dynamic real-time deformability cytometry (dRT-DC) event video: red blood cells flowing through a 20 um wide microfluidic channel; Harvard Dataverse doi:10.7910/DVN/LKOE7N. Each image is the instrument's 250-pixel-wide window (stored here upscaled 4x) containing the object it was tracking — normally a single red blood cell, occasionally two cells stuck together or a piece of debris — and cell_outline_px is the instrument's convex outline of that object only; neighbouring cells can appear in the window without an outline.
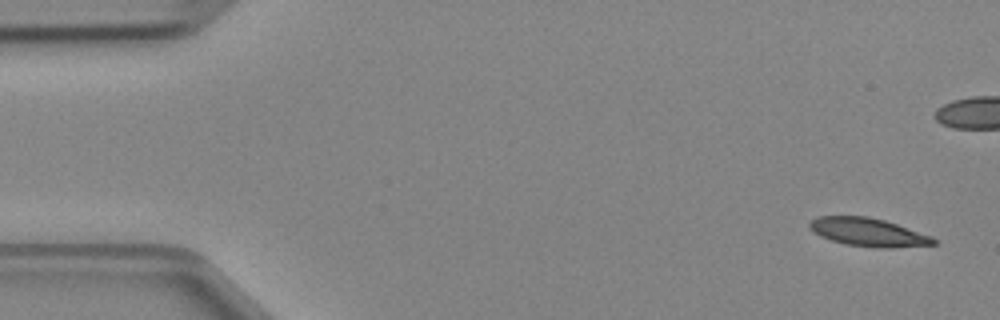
{"species": "Egyptian fruit bat (a non-hibernating species)", "species_latin": "Rousettus aegyptiacus", "temperature_condition": "cold", "stored_images_in_passage": 5, "camera_frame_rate_fps": 3000, "um_per_image_px": 0.085, "animal": {"sex": "female"}, "frame": {"image": 1, "passage_image": 1, "time_ms": 0.0, "image_size_px": [1000, 320], "cell_outline_px": [[940, 240], [936, 244], [892, 248], [876, 248], [844, 244], [820, 236], [812, 232], [808, 228], [808, 224], [816, 216], [868, 216], [884, 220], [932, 236]], "centroid_in_image_um": [73.8, 19.74], "position_along_channel_um": 11.2, "area_um2": 20.63}}